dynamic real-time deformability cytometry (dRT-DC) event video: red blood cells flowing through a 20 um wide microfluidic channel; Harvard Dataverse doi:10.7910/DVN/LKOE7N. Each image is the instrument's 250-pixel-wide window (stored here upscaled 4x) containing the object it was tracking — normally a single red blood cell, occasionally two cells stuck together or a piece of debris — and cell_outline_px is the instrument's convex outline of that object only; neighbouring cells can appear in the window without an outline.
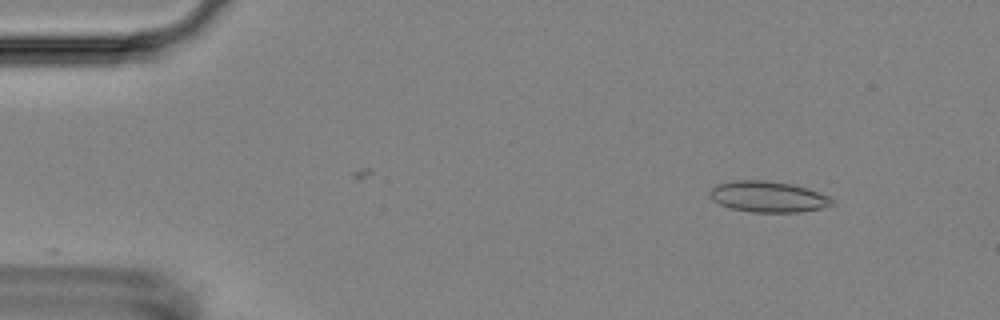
{"species": "Egyptian fruit bat (a non-hibernating species)", "species_latin": "Rousettus aegyptiacus", "temperature_condition": "room temperature", "stored_images_in_passage": 43, "camera_frame_rate_fps": 3000, "um_per_image_px": 0.085, "animal": {"sex": "female"}, "frame": {"image": 1, "passage_image": 5, "time_ms": 1.333, "image_size_px": [1000, 320], "cell_outline_px": [[836, 204], [820, 208], [800, 212], [752, 212], [728, 208], [712, 200], [708, 192], [716, 184], [732, 180], [764, 180], [792, 184], [808, 188], [828, 196]], "centroid_in_image_um": [65.25, 16.72], "position_along_channel_um": 19.8, "area_um2": 22.2}}
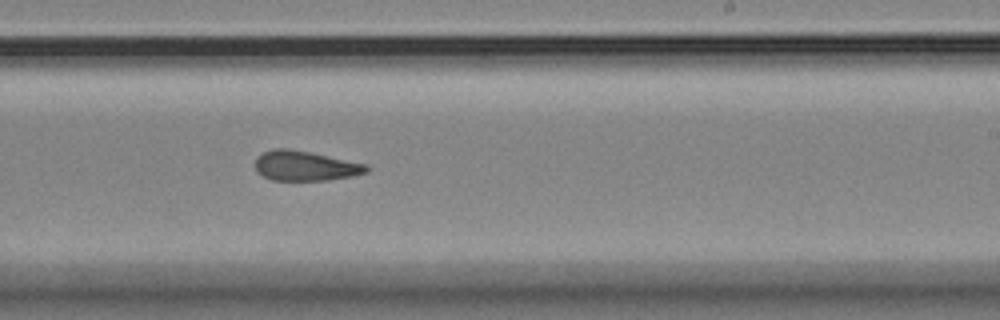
{"frame": {"image": 2, "passage_image": 32, "time_ms": 10.333, "image_size_px": [1000, 320], "cell_outline_px": [[368, 172], [352, 176], [328, 180], [272, 180], [256, 172], [256, 156], [272, 148], [288, 148], [368, 164]], "centroid_in_image_um": [25.93, 14.1], "position_along_channel_um": 263.1, "area_um2": 19.31}}
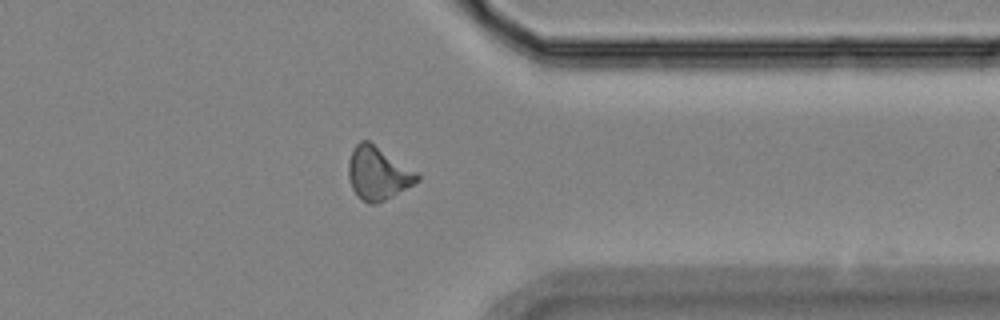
{"frame": {"image": 3, "passage_image": 42, "time_ms": 13.667, "image_size_px": [1000, 320], "cell_outline_px": [[420, 180], [392, 196], [384, 200], [372, 204], [368, 204], [352, 188], [348, 176], [348, 160], [352, 148], [360, 140], [368, 140], [416, 172], [420, 176]], "centroid_in_image_um": [32.09, 14.71], "position_along_channel_um": 379.3, "area_um2": 20.81}}